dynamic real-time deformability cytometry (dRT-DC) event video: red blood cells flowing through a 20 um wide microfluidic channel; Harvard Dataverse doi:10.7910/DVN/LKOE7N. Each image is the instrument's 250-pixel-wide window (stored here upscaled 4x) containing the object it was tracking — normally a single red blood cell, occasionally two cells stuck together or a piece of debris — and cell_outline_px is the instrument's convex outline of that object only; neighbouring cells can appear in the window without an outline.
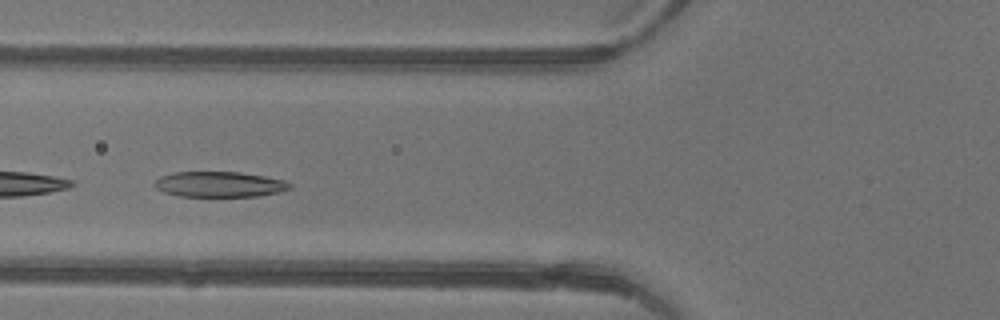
{"species": "common noctule bat (a hibernating species)", "species_latin": "Nyctalus noctula", "temperature_condition": "warm", "stored_images_in_passage": 22, "camera_frame_rate_fps": 3000, "um_per_image_px": 0.085, "animal": {"sex": "female"}, "frame": {"image": 1, "passage_image": 12, "time_ms": 3.667, "image_size_px": [1000, 320], "cell_outline_px": [[292, 188], [280, 192], [260, 196], [180, 196], [164, 192], [156, 188], [152, 184], [160, 176], [176, 172], [240, 172], [264, 176], [284, 180], [292, 184]], "centroid_in_image_um": [18.67, 15.67], "position_along_channel_um": 107.1, "area_um2": 20.11}}
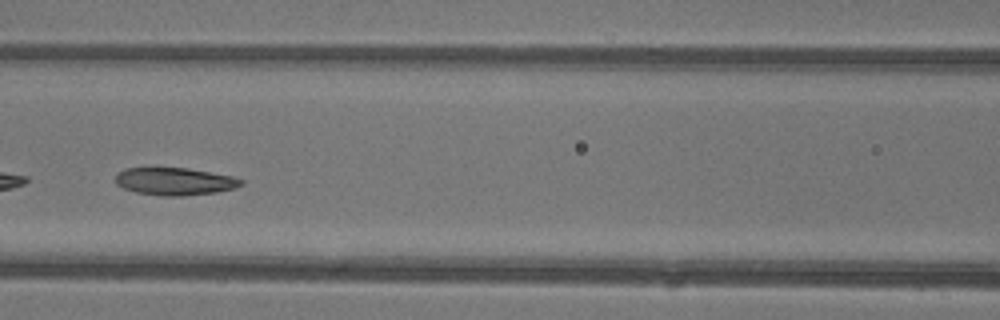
{"frame": {"image": 2, "passage_image": 15, "time_ms": 4.667, "image_size_px": [1000, 320], "cell_outline_px": [[244, 184], [236, 188], [216, 192], [184, 196], [164, 196], [136, 192], [124, 188], [116, 184], [116, 172], [124, 168], [188, 168], [232, 176], [244, 180]], "centroid_in_image_um": [14.87, 15.42], "position_along_channel_um": 151.7, "area_um2": 20.23}}
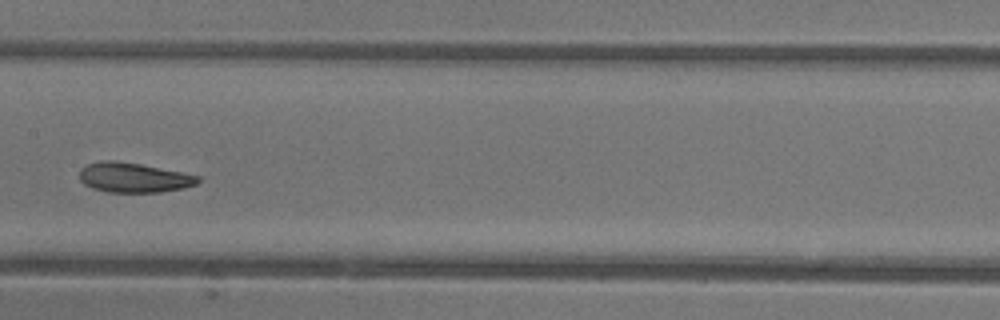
{"frame": {"image": 3, "passage_image": 18, "time_ms": 5.667, "image_size_px": [1000, 320], "cell_outline_px": [[200, 180], [196, 184], [184, 188], [160, 192], [108, 192], [92, 188], [84, 184], [80, 180], [80, 168], [88, 164], [100, 160], [116, 160], [140, 164], [184, 172], [200, 176]], "centroid_in_image_um": [11.37, 15.08], "position_along_channel_um": 196.0, "area_um2": 20.69}}